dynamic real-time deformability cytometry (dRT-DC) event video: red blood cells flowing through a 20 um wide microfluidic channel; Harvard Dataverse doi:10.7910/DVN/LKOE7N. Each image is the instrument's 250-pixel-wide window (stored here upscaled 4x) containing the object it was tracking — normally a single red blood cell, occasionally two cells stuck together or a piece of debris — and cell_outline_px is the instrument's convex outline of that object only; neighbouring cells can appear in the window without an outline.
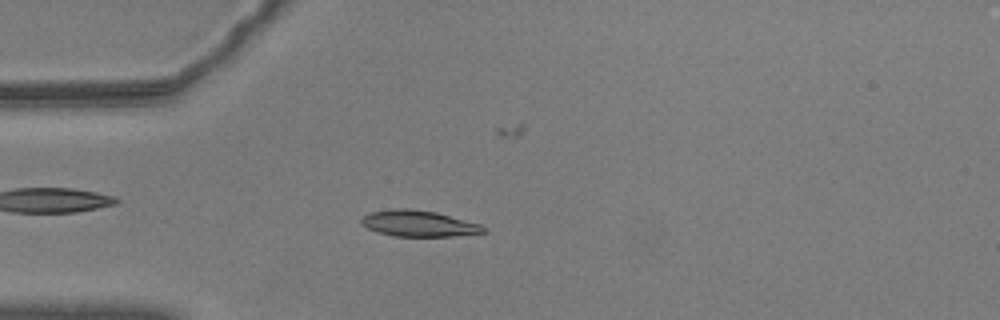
{"species": "common noctule bat (a hibernating species)", "species_latin": "Nyctalus noctula", "temperature_condition": "warm", "stored_images_in_passage": 57, "camera_frame_rate_fps": 3000, "um_per_image_px": 0.085, "animal": {"sex": "male", "body_mass_g": 20.5, "forearm_length_mm": 52.5}, "frame": {"image": 1, "passage_image": 15, "time_ms": 4.667, "image_size_px": [1000, 320], "cell_outline_px": [[488, 232], [452, 236], [392, 236], [376, 232], [360, 224], [360, 220], [364, 216], [372, 212], [396, 208], [408, 208], [436, 212], [480, 224], [488, 228]], "centroid_in_image_um": [35.6, 19.0], "position_along_channel_um": 49.4, "area_um2": 18.61}}
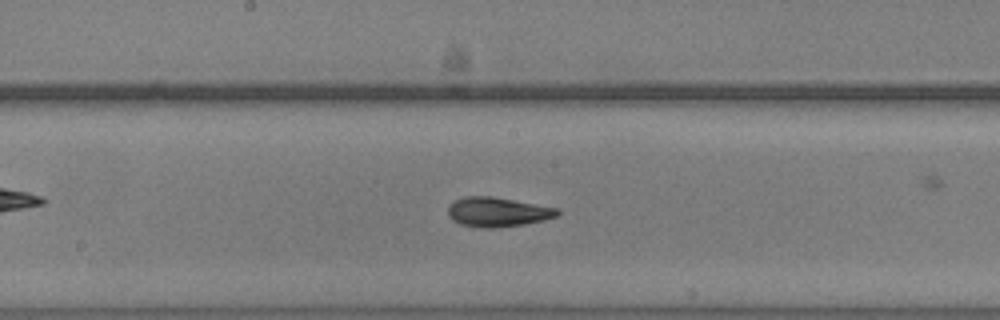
{"frame": {"image": 2, "passage_image": 29, "time_ms": 9.333, "image_size_px": [1000, 320], "cell_outline_px": [[560, 212], [556, 216], [544, 220], [524, 224], [500, 228], [480, 228], [460, 224], [452, 220], [448, 216], [448, 208], [456, 200], [464, 196], [492, 196], [560, 208]], "centroid_in_image_um": [42.31, 18.03], "position_along_channel_um": 205.9, "area_um2": 18.96}}
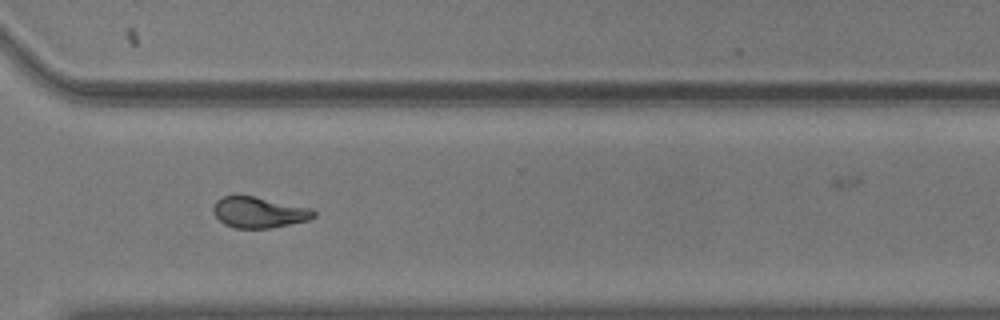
{"frame": {"image": 3, "passage_image": 41, "time_ms": 13.333, "image_size_px": [1000, 320], "cell_outline_px": [[316, 216], [308, 220], [272, 228], [236, 228], [224, 224], [212, 212], [212, 208], [216, 200], [224, 196], [252, 196], [312, 208], [316, 212]], "centroid_in_image_um": [22.01, 18.06], "position_along_channel_um": 348.6, "area_um2": 18.03}, "authors_computed_cell_mechanics": {"area_um2": 18.1492, "velocity_mm_per_s": 3.5896, "shape_relaxation_time_tau1_ms": 4.4798, "shape_relaxation_time_tau2_ms": 1.8014, "deformation_change_tau1": 0.1699, "deformation_change_tau2": 0.074}}